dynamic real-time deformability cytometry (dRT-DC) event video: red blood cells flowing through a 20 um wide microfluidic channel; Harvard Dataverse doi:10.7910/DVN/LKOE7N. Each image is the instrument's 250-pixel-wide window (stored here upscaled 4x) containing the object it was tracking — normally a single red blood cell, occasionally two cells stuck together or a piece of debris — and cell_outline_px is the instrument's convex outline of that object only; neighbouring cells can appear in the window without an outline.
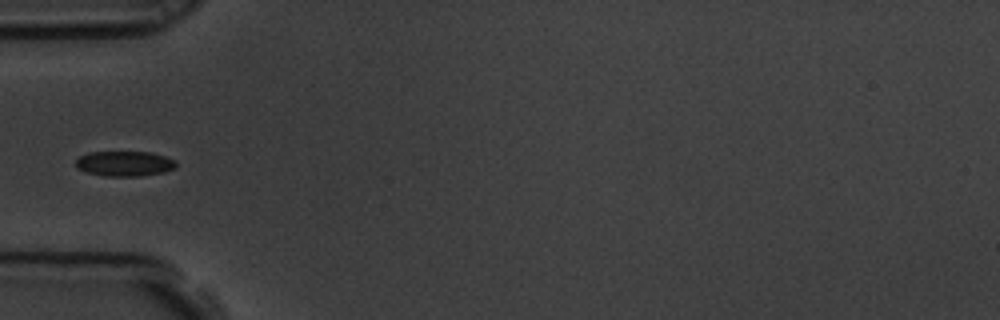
{"species": "common noctule bat (a hibernating species)", "species_latin": "Nyctalus noctula", "temperature_condition": "room temperature", "stored_images_in_passage": 8, "camera_frame_rate_fps": 3000, "um_per_image_px": 0.085, "animal": {"sex": "male", "body_mass_g": 19.5, "forearm_length_mm": 54.6}, "frame": {"image": 1, "passage_image": 5, "time_ms": 1.333, "image_size_px": [1000, 320], "cell_outline_px": [[176, 168], [164, 172], [140, 176], [104, 176], [88, 172], [76, 168], [76, 160], [80, 156], [88, 152], [152, 152], [176, 160]], "centroid_in_image_um": [10.6, 13.9], "position_along_channel_um": 74.4, "area_um2": 14.74}}
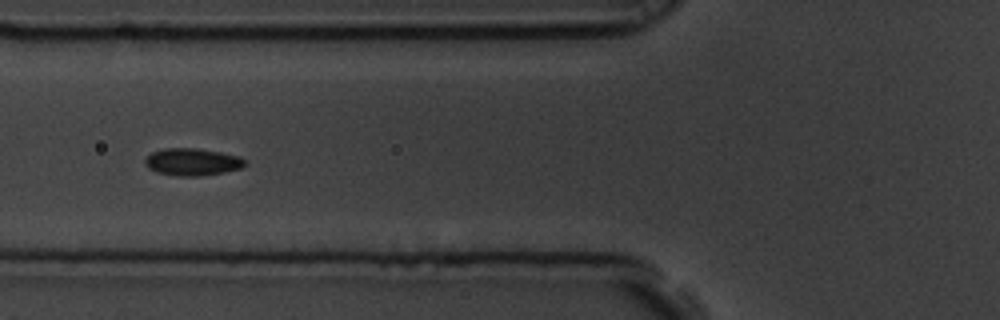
{"frame": {"image": 2, "passage_image": 6, "time_ms": 1.667, "image_size_px": [1000, 320], "cell_outline_px": [[244, 164], [240, 168], [224, 172], [200, 176], [176, 176], [156, 172], [148, 168], [144, 164], [144, 160], [152, 152], [164, 148], [196, 148], [220, 152], [240, 156], [244, 160]], "centroid_in_image_um": [16.3, 13.76], "position_along_channel_um": 109.5, "area_um2": 15.84}}
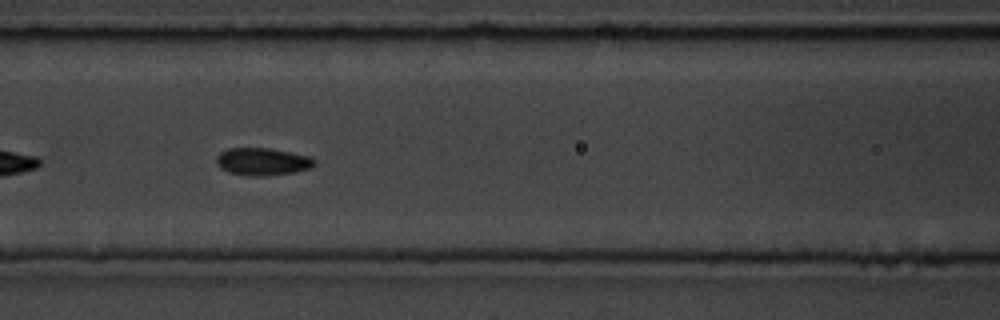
{"frame": {"image": 3, "passage_image": 7, "time_ms": 2.0, "image_size_px": [1000, 320], "cell_outline_px": [[316, 164], [312, 168], [296, 172], [256, 176], [252, 176], [228, 172], [220, 168], [216, 164], [216, 156], [220, 152], [228, 148], [268, 148], [312, 156], [316, 160]], "centroid_in_image_um": [22.33, 13.73], "position_along_channel_um": 144.3, "area_um2": 15.84}}